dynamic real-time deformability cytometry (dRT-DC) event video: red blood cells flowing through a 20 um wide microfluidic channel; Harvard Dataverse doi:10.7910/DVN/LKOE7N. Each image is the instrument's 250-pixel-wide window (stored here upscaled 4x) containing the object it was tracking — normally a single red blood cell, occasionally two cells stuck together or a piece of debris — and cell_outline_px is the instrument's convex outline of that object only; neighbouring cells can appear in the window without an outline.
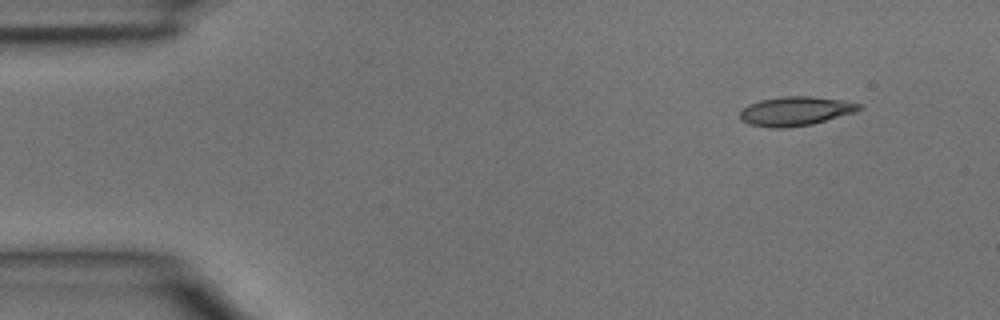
{"species": "common noctule bat (a hibernating species)", "species_latin": "Nyctalus noctula", "temperature_condition": "room temperature", "stored_images_in_passage": 3, "camera_frame_rate_fps": 3000, "um_per_image_px": 0.085, "animal": {"sex": "male", "body_mass_g": 15.6}, "frame": {"image": 1, "passage_image": 1, "time_ms": 0.0, "image_size_px": [1000, 320], "cell_outline_px": [[864, 108], [856, 112], [812, 124], [784, 128], [776, 128], [748, 124], [740, 120], [740, 112], [748, 104], [760, 100], [780, 96], [812, 96], [844, 100], [864, 104]], "centroid_in_image_um": [67.66, 9.43], "position_along_channel_um": 17.3, "area_um2": 20.46}}
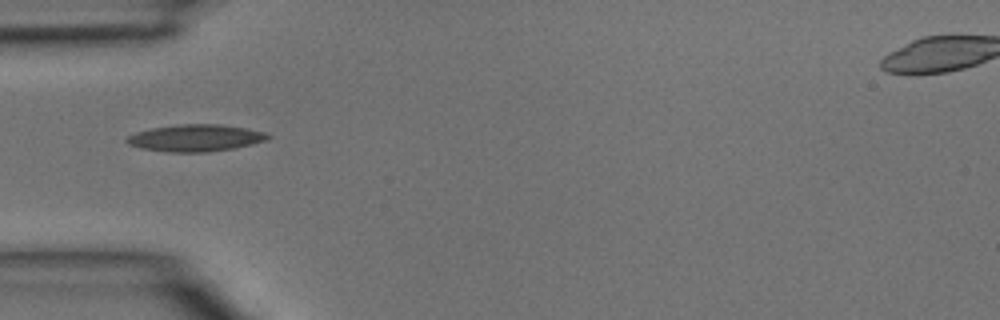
{"frame": {"image": 2, "passage_image": 3, "time_ms": 0.667, "image_size_px": [1000, 320], "cell_outline_px": [[272, 136], [268, 140], [252, 144], [232, 148], [208, 152], [172, 152], [140, 148], [128, 144], [124, 140], [128, 136], [136, 132], [152, 128], [180, 124], [220, 124], [248, 128], [264, 132]], "centroid_in_image_um": [16.64, 11.72], "position_along_channel_um": 68.4, "area_um2": 22.14}}